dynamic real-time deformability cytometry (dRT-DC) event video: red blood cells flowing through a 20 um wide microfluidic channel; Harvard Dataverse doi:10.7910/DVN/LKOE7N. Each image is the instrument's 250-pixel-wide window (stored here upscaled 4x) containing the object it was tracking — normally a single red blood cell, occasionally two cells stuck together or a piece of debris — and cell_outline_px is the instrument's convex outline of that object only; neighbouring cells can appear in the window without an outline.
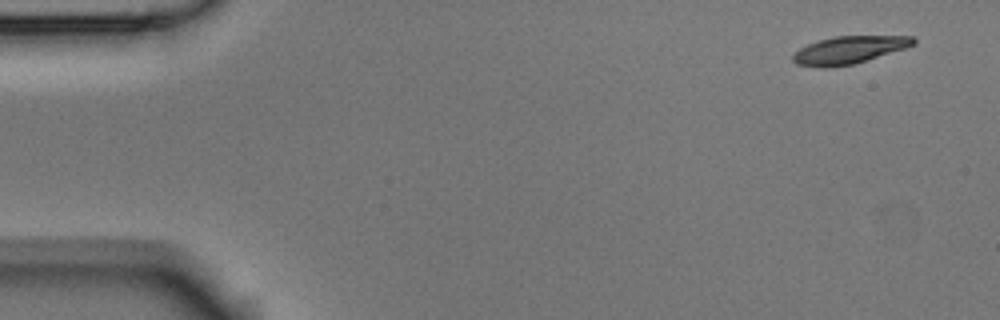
{"species": "Egyptian fruit bat (a non-hibernating species)", "species_latin": "Rousettus aegyptiacus", "temperature_condition": "room temperature", "stored_images_in_passage": 7, "camera_frame_rate_fps": 3000, "um_per_image_px": 0.085, "animal": {"sex": "male"}, "frame": {"image": 1, "passage_image": 1, "time_ms": 0.0, "image_size_px": [1000, 320], "cell_outline_px": [[916, 44], [904, 48], [852, 64], [824, 68], [816, 68], [796, 64], [792, 60], [792, 56], [800, 48], [808, 44], [832, 36], [912, 36], [916, 40]], "centroid_in_image_um": [72.12, 4.25], "position_along_channel_um": 12.9, "area_um2": 19.13}}
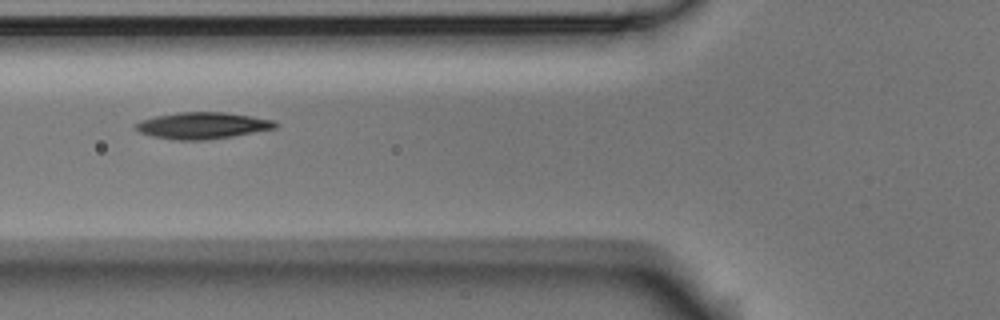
{"frame": {"image": 2, "passage_image": 6, "time_ms": 1.667, "image_size_px": [1000, 320], "cell_outline_px": [[280, 124], [276, 128], [232, 136], [208, 140], [172, 140], [152, 136], [140, 132], [132, 128], [140, 120], [156, 116], [180, 112], [224, 112], [252, 116], [276, 120]], "centroid_in_image_um": [17.22, 10.67], "position_along_channel_um": 108.6, "area_um2": 21.79}}
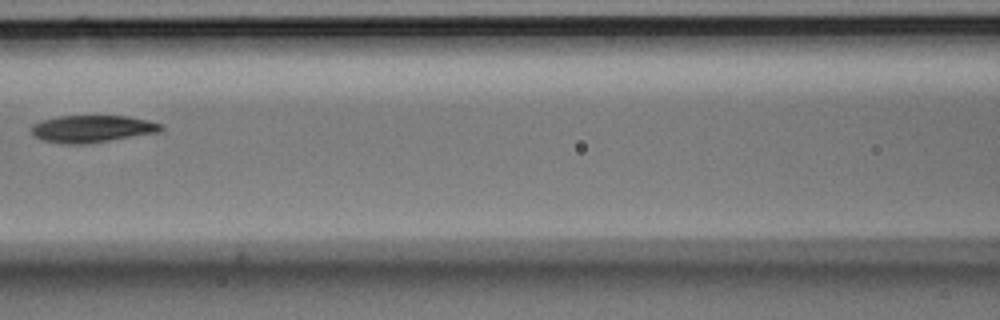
{"frame": {"image": 3, "passage_image": 7, "time_ms": 2.0, "image_size_px": [1000, 320], "cell_outline_px": [[164, 128], [160, 132], [88, 144], [60, 144], [40, 140], [32, 132], [32, 124], [56, 116], [128, 116], [148, 120], [164, 124]], "centroid_in_image_um": [7.86, 10.96], "position_along_channel_um": 158.7, "area_um2": 20.75}}